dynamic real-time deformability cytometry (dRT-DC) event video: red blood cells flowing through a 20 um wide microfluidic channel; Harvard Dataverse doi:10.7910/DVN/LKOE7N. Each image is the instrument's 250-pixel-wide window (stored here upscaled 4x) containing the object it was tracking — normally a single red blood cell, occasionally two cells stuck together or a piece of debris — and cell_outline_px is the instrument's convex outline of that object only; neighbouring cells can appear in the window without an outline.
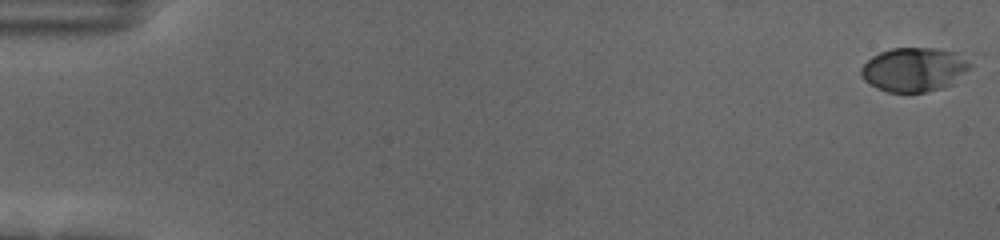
{"species": "human", "species_latin": "Homo sapiens", "temperature_condition": "cold", "stored_images_in_passage": 59, "camera_frame_rate_fps": 3000, "um_per_image_px": 0.085, "donor": {"sex": "female"}, "frame": {"image": 1, "passage_image": 1, "time_ms": 0.0, "image_size_px": [1000, 240], "cell_outline_px": [[976, 56], [972, 64], [952, 84], [940, 88], [924, 92], [888, 92], [876, 88], [864, 80], [860, 76], [860, 68], [872, 56], [880, 52], [892, 48], [940, 48], [972, 52]], "centroid_in_image_um": [77.82, 5.85], "position_along_channel_um": 7.2, "area_um2": 28.96}}
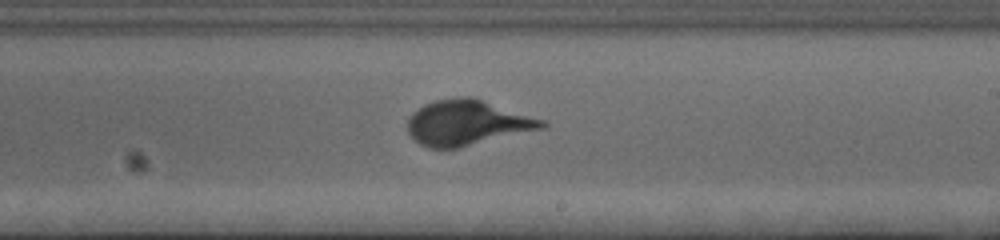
{"frame": {"image": 2, "passage_image": 36, "time_ms": 11.667, "image_size_px": [1000, 240], "cell_outline_px": [[548, 124], [544, 128], [456, 148], [428, 148], [420, 144], [408, 132], [408, 120], [412, 112], [424, 104], [436, 100], [460, 96], [472, 96], [548, 120]], "centroid_in_image_um": [39.75, 10.41], "position_along_channel_um": 249.3, "area_um2": 35.55}}
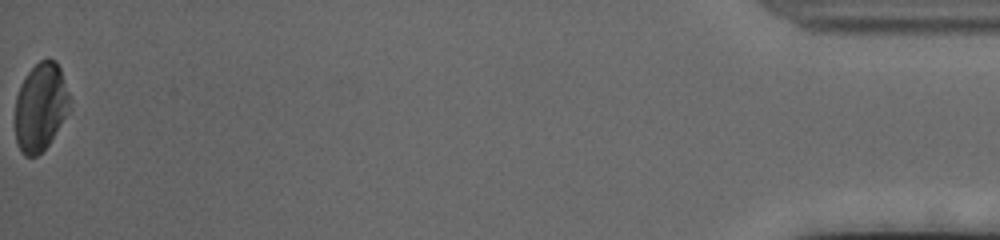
{"frame": {"image": 3, "passage_image": 59, "time_ms": 19.333, "image_size_px": [1000, 240], "cell_outline_px": [[68, 112], [48, 144], [36, 156], [24, 156], [20, 152], [16, 144], [16, 96], [20, 84], [28, 72], [40, 60], [56, 60], [60, 68], [68, 92]], "centroid_in_image_um": [3.42, 9.09], "position_along_channel_um": 431.8, "area_um2": 27.51}}